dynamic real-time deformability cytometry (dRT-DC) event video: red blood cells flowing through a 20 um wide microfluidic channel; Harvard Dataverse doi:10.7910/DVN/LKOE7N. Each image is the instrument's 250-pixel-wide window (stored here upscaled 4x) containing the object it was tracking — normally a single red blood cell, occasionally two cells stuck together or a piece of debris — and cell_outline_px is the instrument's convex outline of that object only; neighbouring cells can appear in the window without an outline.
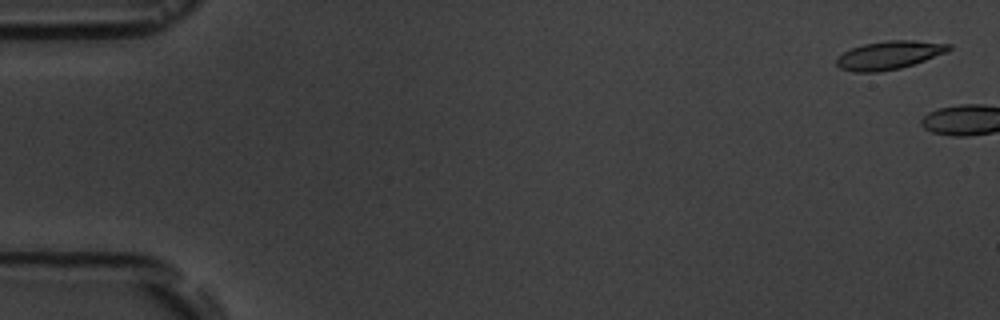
{"species": "common noctule bat (a hibernating species)", "species_latin": "Nyctalus noctula", "temperature_condition": "room temperature", "stored_images_in_passage": 2, "camera_frame_rate_fps": 3000, "um_per_image_px": 0.085, "animal": {"sex": "male", "body_mass_g": 19.5, "forearm_length_mm": 54.6}, "frame": {"image": 1, "passage_image": 1, "time_ms": 0.0, "image_size_px": [1000, 320], "cell_outline_px": [[952, 48], [948, 52], [900, 68], [880, 72], [852, 72], [840, 68], [836, 64], [836, 60], [844, 52], [852, 48], [864, 44], [888, 40], [916, 40], [952, 44]], "centroid_in_image_um": [75.6, 4.68], "position_along_channel_um": 9.4, "area_um2": 18.5}}